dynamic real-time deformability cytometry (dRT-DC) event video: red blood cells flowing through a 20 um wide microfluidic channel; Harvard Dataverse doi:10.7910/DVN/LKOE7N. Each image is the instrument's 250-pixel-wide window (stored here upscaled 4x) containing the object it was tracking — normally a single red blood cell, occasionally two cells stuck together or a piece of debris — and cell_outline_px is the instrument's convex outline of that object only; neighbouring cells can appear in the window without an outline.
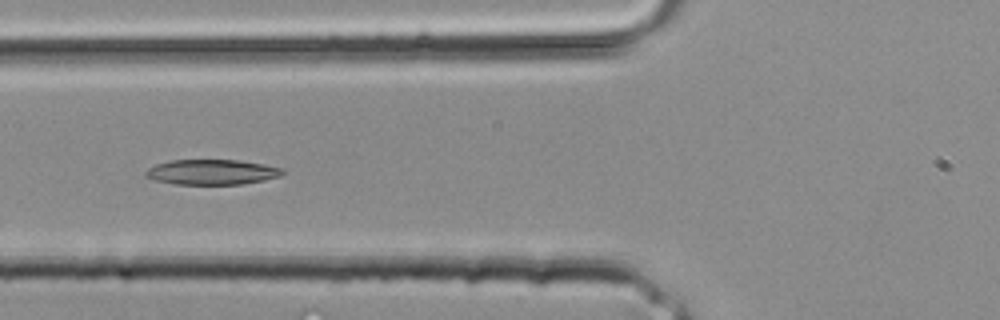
{"species": "common noctule bat (a hibernating species)", "species_latin": "Nyctalus noctula", "temperature_condition": "room temperature", "stored_images_in_passage": 33, "segment_of_instrument_passage": [1, 2], "camera_frame_rate_fps": 3000, "um_per_image_px": 0.085, "animal": {"sex": "male", "body_mass_g": 20.4}, "frame": {"image": 1, "passage_image": 12, "time_ms": 3.667, "image_size_px": [1000, 320], "cell_outline_px": [[284, 172], [280, 176], [264, 180], [240, 184], [176, 184], [156, 180], [144, 176], [144, 172], [148, 168], [156, 164], [172, 160], [236, 160], [264, 164], [284, 168]], "centroid_in_image_um": [18.01, 14.62], "position_along_channel_um": 107.8, "area_um2": 20.0}}
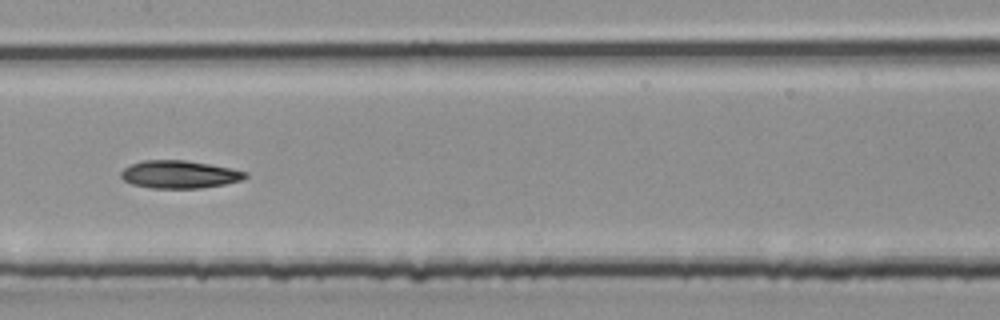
{"frame": {"image": 2, "passage_image": 16, "time_ms": 5.0, "image_size_px": [1000, 320], "cell_outline_px": [[248, 176], [240, 180], [224, 184], [200, 188], [152, 188], [132, 184], [124, 180], [120, 176], [120, 172], [124, 168], [132, 164], [144, 160], [184, 160], [208, 164], [248, 172]], "centroid_in_image_um": [15.22, 14.82], "position_along_channel_um": 192.2, "area_um2": 19.88}}
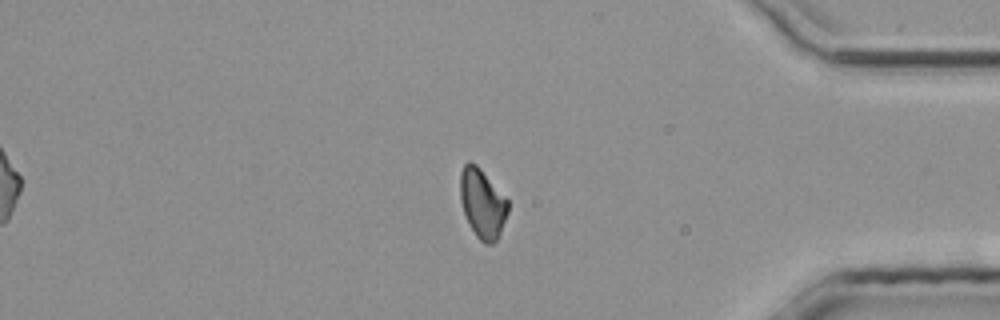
{"frame": {"image": 3, "passage_image": 27, "time_ms": 8.667, "image_size_px": [1000, 320], "cell_outline_px": [[508, 212], [500, 232], [496, 240], [492, 244], [484, 244], [476, 236], [464, 212], [460, 200], [460, 172], [464, 164], [468, 160], [476, 164], [480, 168], [508, 200]], "centroid_in_image_um": [40.99, 17.27], "position_along_channel_um": 394.2, "area_um2": 19.07}}